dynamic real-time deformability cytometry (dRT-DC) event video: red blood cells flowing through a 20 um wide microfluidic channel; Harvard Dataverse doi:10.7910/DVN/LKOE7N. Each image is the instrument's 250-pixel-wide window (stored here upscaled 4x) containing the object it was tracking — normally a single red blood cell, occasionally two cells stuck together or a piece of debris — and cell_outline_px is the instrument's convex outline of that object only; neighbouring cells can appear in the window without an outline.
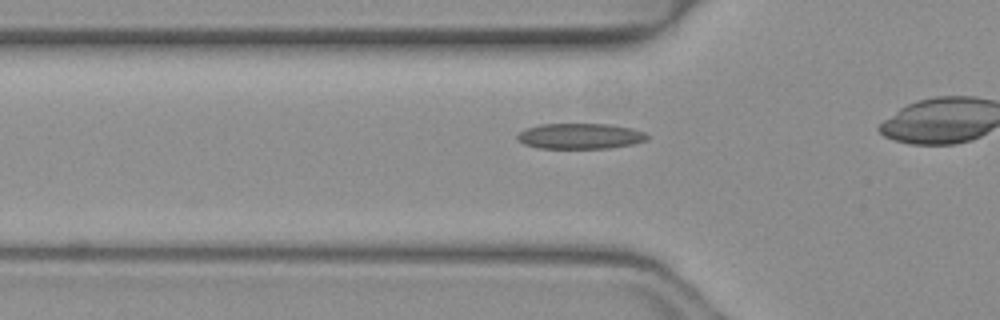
{"species": "common noctule bat (a hibernating species)", "species_latin": "Nyctalus noctula", "temperature_condition": "warm", "stored_images_in_passage": 23, "camera_frame_rate_fps": 3000, "um_per_image_px": 0.085, "animal": {"sex": "female", "body_mass_g": 19.3, "forearm_length_mm": 54.1}, "frame": {"image": 1, "passage_image": 6, "time_ms": 1.667, "image_size_px": [1000, 320], "cell_outline_px": [[648, 140], [632, 144], [608, 148], [540, 148], [524, 144], [516, 140], [516, 136], [520, 132], [528, 128], [540, 124], [608, 124], [632, 128], [644, 132], [648, 136]], "centroid_in_image_um": [49.31, 11.57], "position_along_channel_um": 76.5, "area_um2": 19.31}}
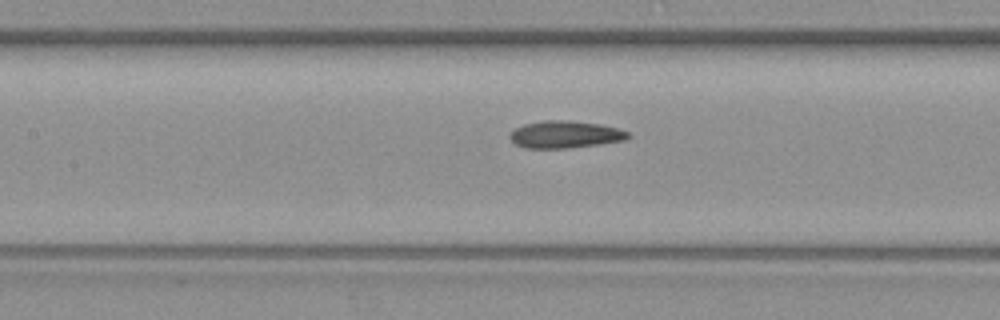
{"frame": {"image": 2, "passage_image": 12, "time_ms": 3.667, "image_size_px": [1000, 320], "cell_outline_px": [[632, 136], [624, 140], [600, 144], [568, 148], [524, 148], [516, 144], [508, 136], [516, 128], [524, 124], [544, 120], [568, 120], [600, 124], [616, 128], [628, 132]], "centroid_in_image_um": [48.04, 11.43], "position_along_channel_um": 159.4, "area_um2": 18.67}}
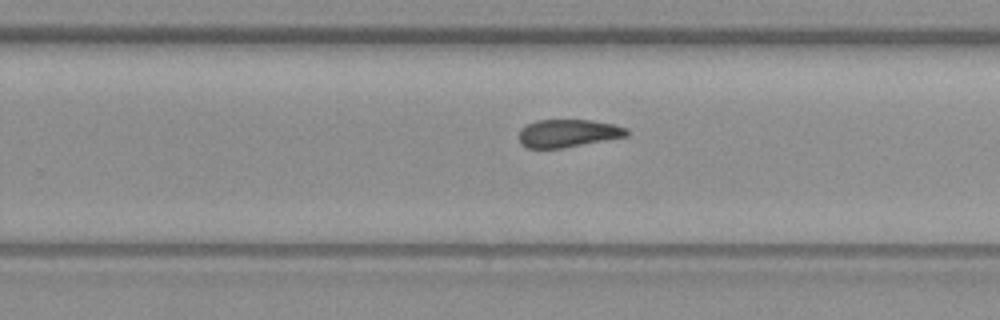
{"frame": {"image": 3, "passage_image": 21, "time_ms": 6.667, "image_size_px": [1000, 320], "cell_outline_px": [[628, 136], [564, 148], [528, 148], [520, 144], [520, 128], [536, 120], [588, 120], [612, 124], [628, 128]], "centroid_in_image_um": [48.28, 11.33], "position_along_channel_um": 281.5, "area_um2": 17.46}}